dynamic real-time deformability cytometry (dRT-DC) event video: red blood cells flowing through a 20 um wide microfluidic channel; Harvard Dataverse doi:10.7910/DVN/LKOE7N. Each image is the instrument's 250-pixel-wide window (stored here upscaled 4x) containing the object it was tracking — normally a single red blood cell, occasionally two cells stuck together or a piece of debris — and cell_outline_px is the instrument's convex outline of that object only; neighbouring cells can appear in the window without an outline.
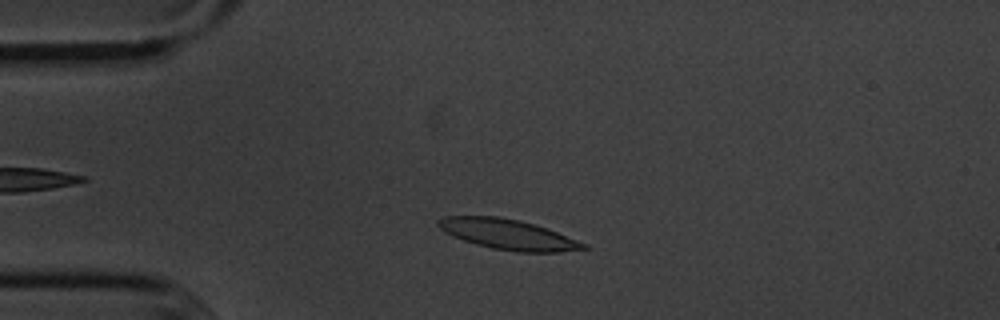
{"species": "common noctule bat (a hibernating species)", "species_latin": "Nyctalus noctula", "temperature_condition": "cold", "stored_images_in_passage": 50, "camera_frame_rate_fps": 3000, "um_per_image_px": 0.085, "animal": {"sex": "male", "body_mass_g": 20.1, "forearm_length_mm": 53.5}, "frame": {"image": 1, "passage_image": 8, "time_ms": 2.333, "image_size_px": [1000, 320], "cell_outline_px": [[588, 248], [560, 252], [516, 252], [492, 248], [476, 244], [464, 240], [444, 232], [436, 224], [436, 220], [444, 216], [500, 216], [520, 220], [548, 228], [588, 244]], "centroid_in_image_um": [43.19, 19.91], "position_along_channel_um": 41.8, "area_um2": 25.72}}
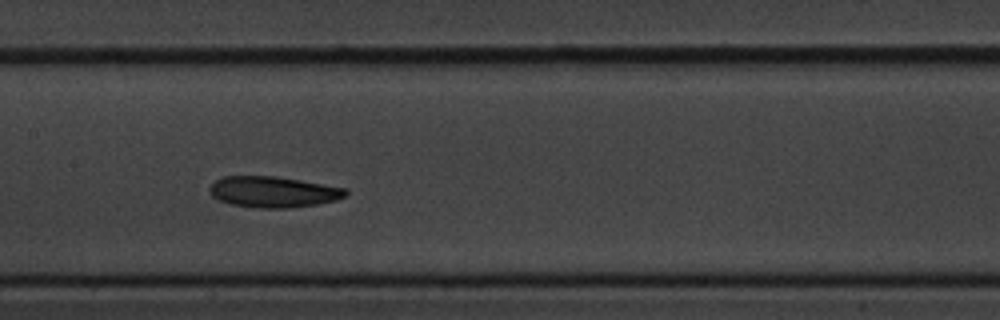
{"frame": {"image": 2, "passage_image": 22, "time_ms": 7.0, "image_size_px": [1000, 320], "cell_outline_px": [[348, 192], [344, 196], [336, 200], [316, 204], [288, 208], [260, 208], [232, 204], [216, 200], [212, 196], [208, 188], [216, 180], [224, 176], [276, 176], [348, 188]], "centroid_in_image_um": [23.21, 16.31], "position_along_channel_um": 184.2, "area_um2": 24.57}}
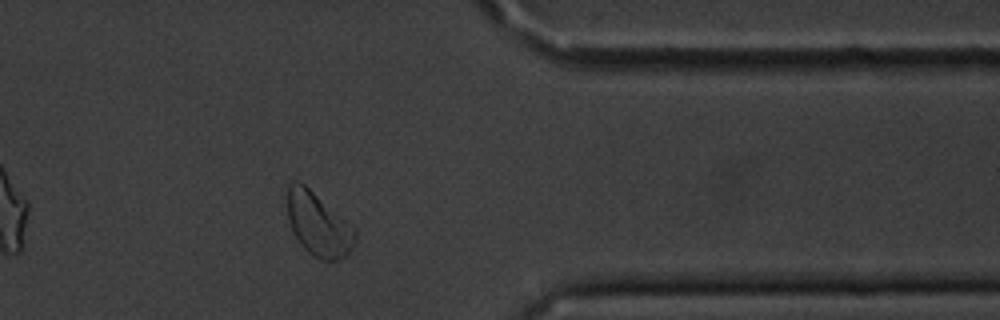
{"frame": {"image": 3, "passage_image": 40, "time_ms": 13.0, "image_size_px": [1000, 320], "cell_outline_px": [[356, 240], [352, 248], [340, 260], [320, 260], [312, 256], [300, 244], [288, 220], [288, 184], [296, 180], [304, 184], [356, 228]], "centroid_in_image_um": [27.08, 19.09], "position_along_channel_um": 384.3, "area_um2": 24.91}, "authors_computed_cell_mechanics": {"area_um2": 24.9118, "velocity_mm_per_s": 3.5546, "shape_relaxation_time_tau1_ms": 4.3464, "shape_relaxation_time_tau2_ms": null, "deformation_change_tau1": 0.1034, "deformation_change_tau2": null}}